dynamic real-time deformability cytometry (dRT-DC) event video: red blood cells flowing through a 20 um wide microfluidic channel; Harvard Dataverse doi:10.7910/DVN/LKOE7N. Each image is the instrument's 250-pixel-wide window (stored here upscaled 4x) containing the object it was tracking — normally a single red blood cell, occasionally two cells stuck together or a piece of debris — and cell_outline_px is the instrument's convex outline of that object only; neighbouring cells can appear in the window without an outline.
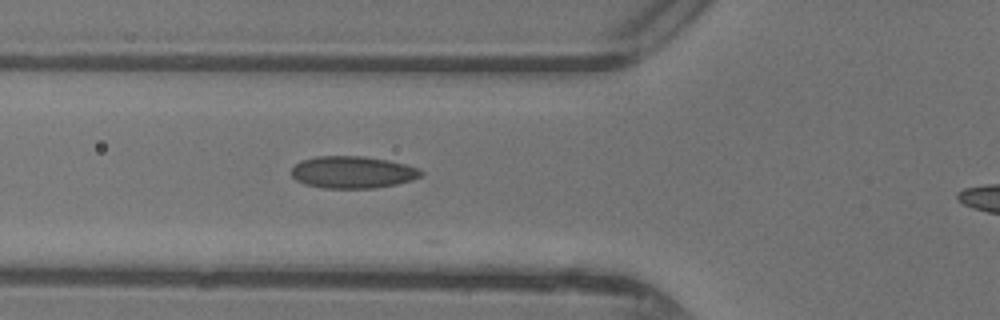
{"species": "common noctule bat (a hibernating species)", "species_latin": "Nyctalus noctula", "temperature_condition": "warm", "stored_images_in_passage": 13, "segment_of_instrument_passage": [1, 2], "camera_frame_rate_fps": 3000, "um_per_image_px": 0.085, "animal": {"sex": "female"}, "frame": {"image": 1, "passage_image": 11, "time_ms": 3.333, "image_size_px": [1000, 320], "cell_outline_px": [[424, 172], [420, 176], [412, 180], [396, 184], [376, 188], [324, 188], [304, 184], [296, 180], [292, 176], [292, 168], [300, 160], [316, 156], [364, 156], [388, 160], [420, 168]], "centroid_in_image_um": [29.97, 14.63], "position_along_channel_um": 95.8, "area_um2": 24.33}}